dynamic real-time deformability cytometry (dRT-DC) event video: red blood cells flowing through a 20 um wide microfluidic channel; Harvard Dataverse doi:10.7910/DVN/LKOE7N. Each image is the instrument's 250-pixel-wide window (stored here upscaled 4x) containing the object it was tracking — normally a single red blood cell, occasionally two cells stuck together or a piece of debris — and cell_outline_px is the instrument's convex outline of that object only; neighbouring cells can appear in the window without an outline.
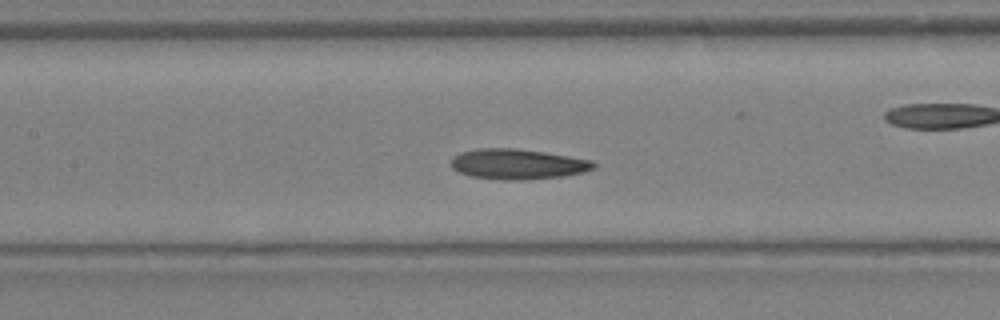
{"species": "Egyptian fruit bat (a non-hibernating species)", "species_latin": "Rousettus aegyptiacus", "temperature_condition": "warm", "stored_images_in_passage": 32, "camera_frame_rate_fps": 3000, "um_per_image_px": 0.085, "animal": {"sex": "female"}, "frame": {"image": 1, "passage_image": 14, "time_ms": 4.333, "image_size_px": [1000, 320], "cell_outline_px": [[596, 168], [584, 172], [564, 176], [524, 180], [504, 180], [472, 176], [460, 172], [452, 168], [452, 156], [460, 152], [476, 148], [516, 148], [544, 152], [592, 160], [596, 164]], "centroid_in_image_um": [44.01, 13.94], "position_along_channel_um": 163.4, "area_um2": 25.26}}
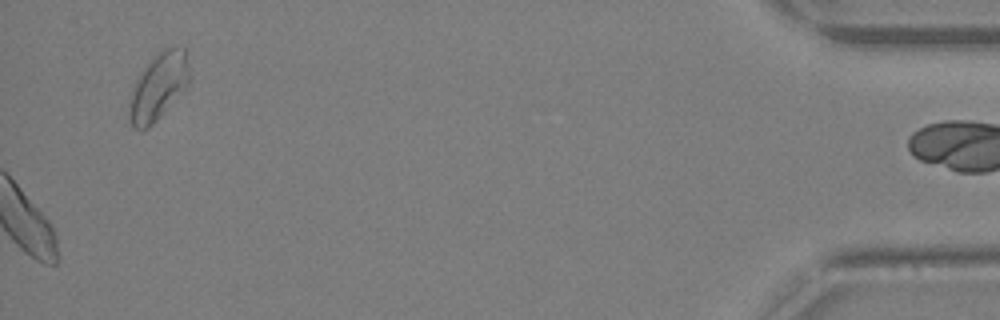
{"frame": {"image": 2, "passage_image": 32, "time_ms": 10.333, "image_size_px": [1000, 320], "cell_outline_px": [[188, 84], [164, 112], [148, 128], [132, 128], [128, 120], [128, 104], [132, 88], [136, 80], [148, 60], [160, 48], [184, 48], [188, 68]], "centroid_in_image_um": [13.4, 7.36], "position_along_channel_um": 421.8, "area_um2": 23.29}}